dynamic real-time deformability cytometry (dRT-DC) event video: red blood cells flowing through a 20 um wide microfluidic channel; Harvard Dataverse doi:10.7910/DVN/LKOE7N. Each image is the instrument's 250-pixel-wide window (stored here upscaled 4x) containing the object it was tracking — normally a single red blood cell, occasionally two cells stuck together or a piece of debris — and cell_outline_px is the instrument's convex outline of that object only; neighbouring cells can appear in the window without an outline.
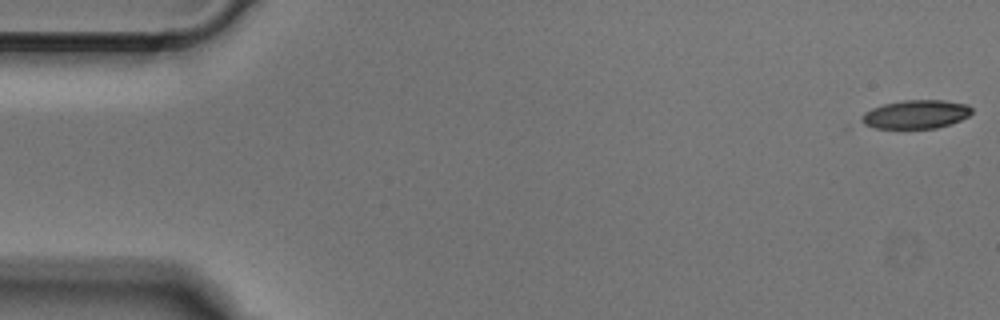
{"species": "Egyptian fruit bat (a non-hibernating species)", "species_latin": "Rousettus aegyptiacus", "temperature_condition": "cold", "stored_images_in_passage": 40, "camera_frame_rate_fps": 3000, "um_per_image_px": 0.085, "animal": {"sex": "male"}, "frame": {"image": 1, "passage_image": 1, "time_ms": 0.0, "image_size_px": [1000, 320], "cell_outline_px": [[972, 112], [968, 116], [960, 120], [936, 128], [844, 132], [844, 128], [864, 112], [872, 108], [884, 104], [904, 100], [944, 100], [968, 104], [972, 108]], "centroid_in_image_um": [77.36, 9.83], "position_along_channel_um": 7.6, "area_um2": 20.75}}
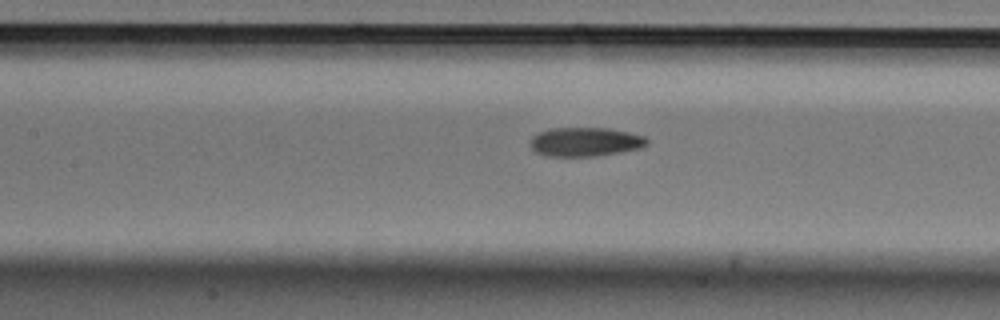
{"frame": {"image": 2, "passage_image": 22, "time_ms": 7.0, "image_size_px": [1000, 320], "cell_outline_px": [[648, 144], [640, 148], [620, 152], [596, 156], [544, 156], [536, 152], [528, 144], [528, 140], [536, 132], [548, 128], [608, 128], [628, 132], [644, 136], [648, 140]], "centroid_in_image_um": [49.67, 12.05], "position_along_channel_um": 157.7, "area_um2": 20.0}}
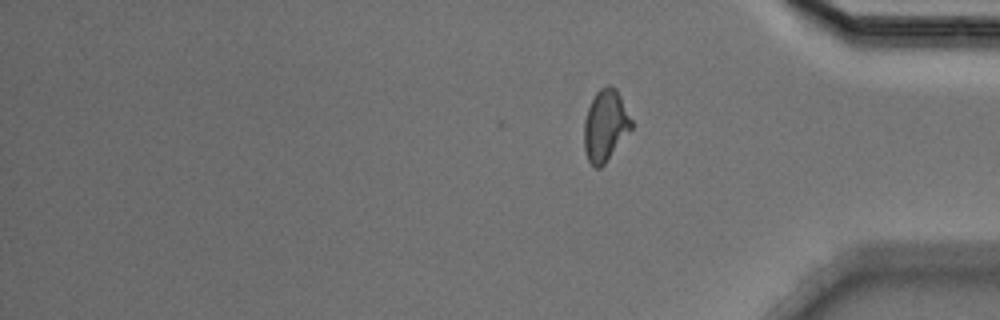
{"frame": {"image": 3, "passage_image": 40, "time_ms": 13.0, "image_size_px": [1000, 320], "cell_outline_px": [[632, 128], [604, 164], [600, 168], [596, 168], [588, 160], [584, 148], [584, 120], [588, 108], [596, 92], [600, 88], [608, 84], [616, 88], [632, 120]], "centroid_in_image_um": [51.45, 10.65], "position_along_channel_um": 383.8, "area_um2": 19.48}}